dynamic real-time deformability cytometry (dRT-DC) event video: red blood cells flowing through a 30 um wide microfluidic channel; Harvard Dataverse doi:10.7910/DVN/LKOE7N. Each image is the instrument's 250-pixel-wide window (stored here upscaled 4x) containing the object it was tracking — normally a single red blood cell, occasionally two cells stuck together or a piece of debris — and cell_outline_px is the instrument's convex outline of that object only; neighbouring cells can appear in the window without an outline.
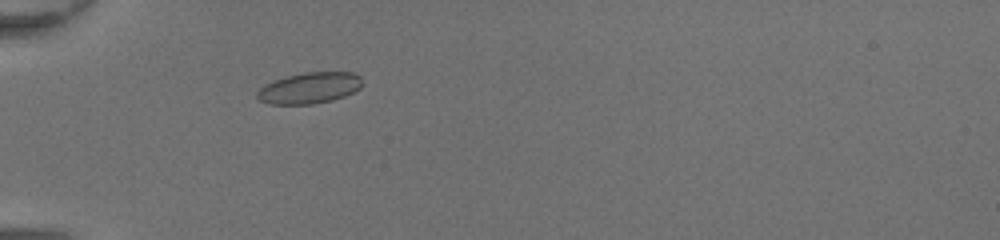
{"species": "common noctule bat (a hibernating species)", "species_latin": "Nyctalus noctula", "temperature_condition": "room temperature", "stored_images_in_passage": 42, "camera_frame_rate_fps": 3000, "um_per_image_px": 0.085, "animal": {"sex": "female", "body_mass_g": 20.0, "forearm_length_mm": 54.0}, "frame": {"image": 1, "passage_image": 10, "time_ms": 3.0, "image_size_px": [1000, 240], "cell_outline_px": [[364, 84], [360, 88], [344, 96], [332, 100], [312, 104], [268, 104], [260, 100], [256, 96], [256, 92], [264, 84], [288, 76], [304, 72], [352, 72], [360, 76]], "centroid_in_image_um": [26.31, 7.48], "position_along_channel_um": 58.7, "area_um2": 19.07}}
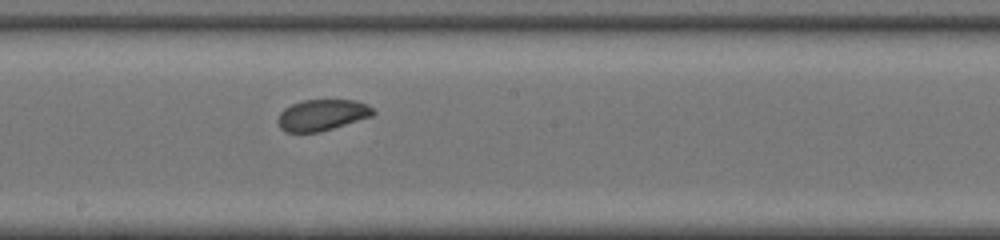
{"frame": {"image": 2, "passage_image": 22, "time_ms": 7.0, "image_size_px": [1000, 240], "cell_outline_px": [[376, 112], [372, 116], [320, 132], [284, 132], [280, 128], [276, 120], [280, 112], [284, 108], [292, 104], [304, 100], [356, 100], [368, 104]], "centroid_in_image_um": [27.36, 9.77], "position_along_channel_um": 220.8, "area_um2": 17.4}}
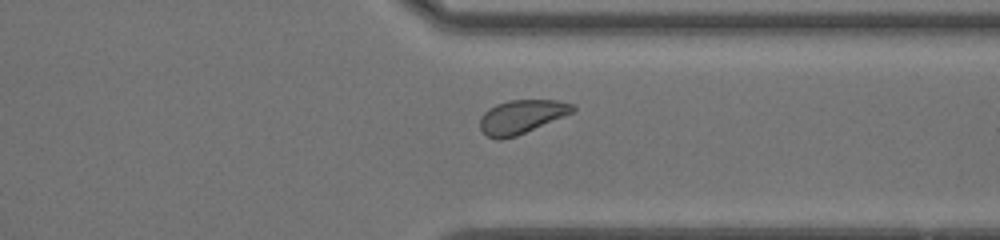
{"frame": {"image": 3, "passage_image": 32, "time_ms": 10.333, "image_size_px": [1000, 240], "cell_outline_px": [[576, 108], [572, 112], [516, 136], [500, 140], [496, 140], [488, 136], [480, 128], [480, 116], [488, 108], [496, 104], [508, 100], [556, 100], [572, 104]], "centroid_in_image_um": [44.27, 9.92], "position_along_channel_um": 367.1, "area_um2": 17.98}, "authors_computed_cell_mechanics": {"area_um2": 18.6983, "velocity_mm_per_s": 4.3861, "shape_relaxation_time_tau1_ms": 3.9737, "shape_relaxation_time_tau2_ms": 3.5244, "deformation_change_tau1": 0.0663, "deformation_change_tau2": 0.0874}}